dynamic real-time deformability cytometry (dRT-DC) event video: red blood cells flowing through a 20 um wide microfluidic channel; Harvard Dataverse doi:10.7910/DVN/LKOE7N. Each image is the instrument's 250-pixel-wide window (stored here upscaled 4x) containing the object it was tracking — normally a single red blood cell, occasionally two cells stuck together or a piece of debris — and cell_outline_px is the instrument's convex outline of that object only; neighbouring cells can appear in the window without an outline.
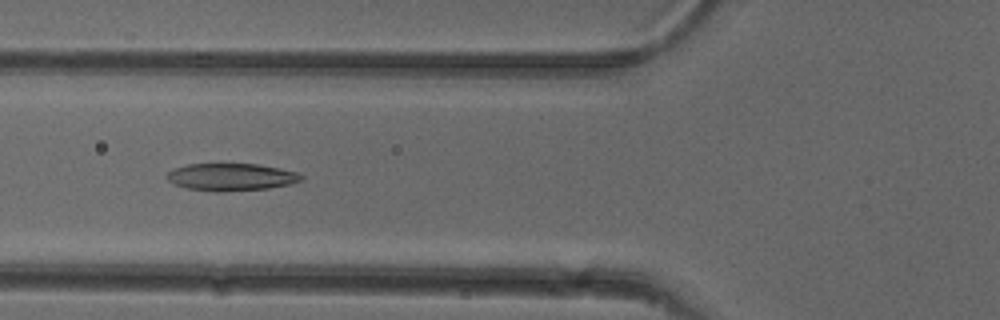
{"species": "common noctule bat (a hibernating species)", "species_latin": "Nyctalus noctula", "temperature_condition": "cold", "stored_images_in_passage": 53, "camera_frame_rate_fps": 3000, "um_per_image_px": 0.085, "animal": {"sex": "female"}, "frame": {"image": 1, "passage_image": 20, "time_ms": 6.333, "image_size_px": [1000, 320], "cell_outline_px": [[304, 180], [288, 184], [268, 188], [220, 192], [216, 192], [188, 188], [172, 184], [164, 176], [172, 168], [188, 164], [256, 164], [280, 168], [296, 172], [304, 176]], "centroid_in_image_um": [19.61, 15.04], "position_along_channel_um": 106.2, "area_um2": 21.5}}
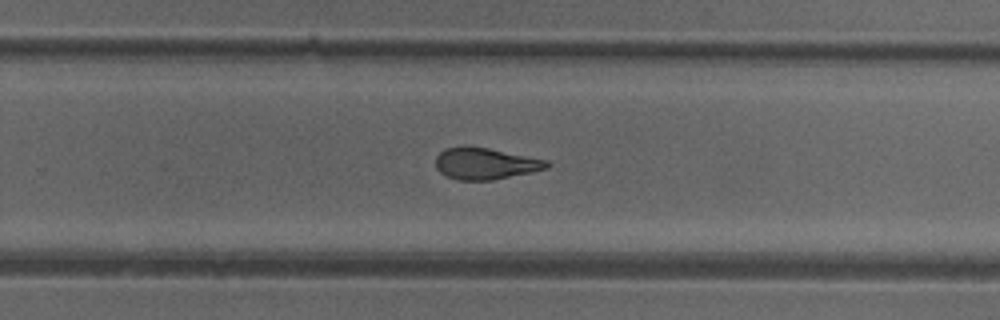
{"frame": {"image": 2, "passage_image": 34, "time_ms": 11.0, "image_size_px": [1000, 320], "cell_outline_px": [[552, 164], [548, 168], [532, 172], [492, 180], [460, 180], [448, 176], [440, 172], [436, 168], [436, 156], [444, 148], [460, 144], [488, 148], [548, 160]], "centroid_in_image_um": [41.24, 13.88], "position_along_channel_um": 288.6, "area_um2": 20.69}}
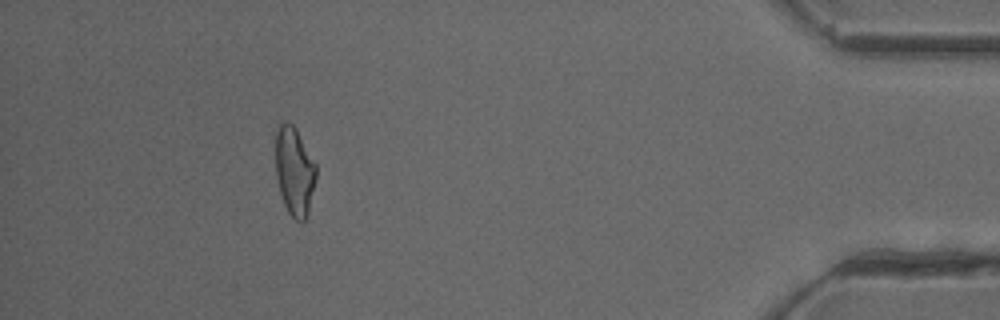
{"frame": {"image": 3, "passage_image": 48, "time_ms": 15.667, "image_size_px": [1000, 320], "cell_outline_px": [[316, 176], [308, 216], [304, 220], [296, 220], [288, 212], [284, 204], [280, 192], [276, 176], [276, 132], [280, 124], [284, 120], [288, 120], [296, 128], [316, 164]], "centroid_in_image_um": [25.03, 14.53], "position_along_channel_um": 410.2, "area_um2": 20.92}, "authors_computed_cell_mechanics": {"area_um2": 21.675, "velocity_mm_per_s": 3.9, "shape_relaxation_time_tau1_ms": null, "shape_relaxation_time_tau2_ms": 2.81, "deformation_change_tau1": null, "deformation_change_tau2": 0.1054}}